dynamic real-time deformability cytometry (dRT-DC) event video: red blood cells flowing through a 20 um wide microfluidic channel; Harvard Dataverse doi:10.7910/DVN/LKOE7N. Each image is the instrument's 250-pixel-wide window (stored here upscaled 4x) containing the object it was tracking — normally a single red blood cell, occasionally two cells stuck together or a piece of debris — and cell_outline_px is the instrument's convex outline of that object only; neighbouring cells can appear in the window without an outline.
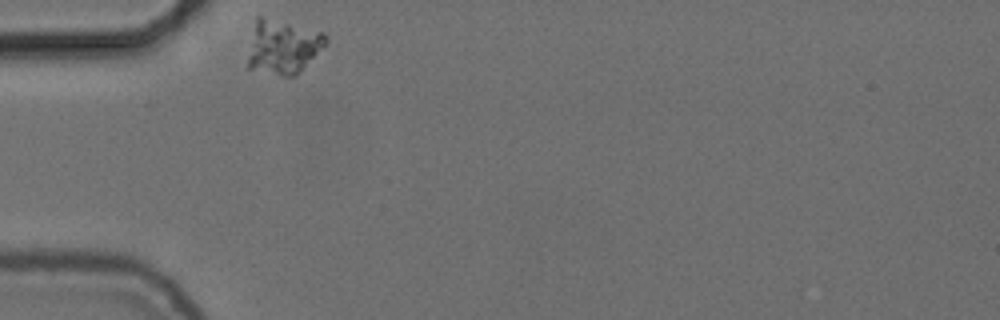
{"species": "common noctule bat (a hibernating species)", "species_latin": "Nyctalus noctula", "temperature_condition": "cold", "stored_images_in_passage": 32, "camera_frame_rate_fps": 3000, "um_per_image_px": 0.085, "animal": {"sex": "female", "body_mass_g": 24.6, "forearm_length_mm": 56.2}, "frame": {"image": 1, "passage_image": 1, "time_ms": 0.0, "image_size_px": [1000, 320], "cell_outline_px": [[328, 40], [300, 72], [296, 76], [280, 76], [248, 68], [248, 56], [256, 16], [260, 16], [324, 32], [328, 36]], "centroid_in_image_um": [24.04, 3.99], "position_along_channel_um": 61.0, "area_um2": 24.28}}
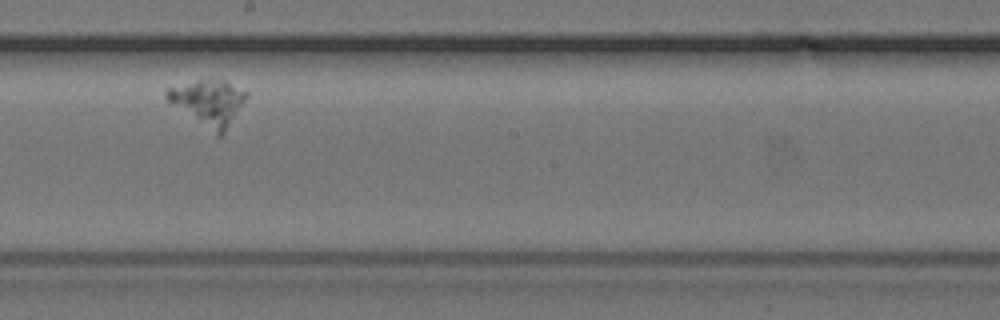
{"frame": {"image": 2, "passage_image": 18, "time_ms": 5.667, "image_size_px": [1000, 320], "cell_outline_px": [[248, 96], [224, 132], [220, 136], [216, 136], [168, 100], [164, 96], [164, 92], [168, 88], [212, 76], [224, 80], [248, 92]], "centroid_in_image_um": [17.73, 8.67], "position_along_channel_um": 230.5, "area_um2": 20.98}}
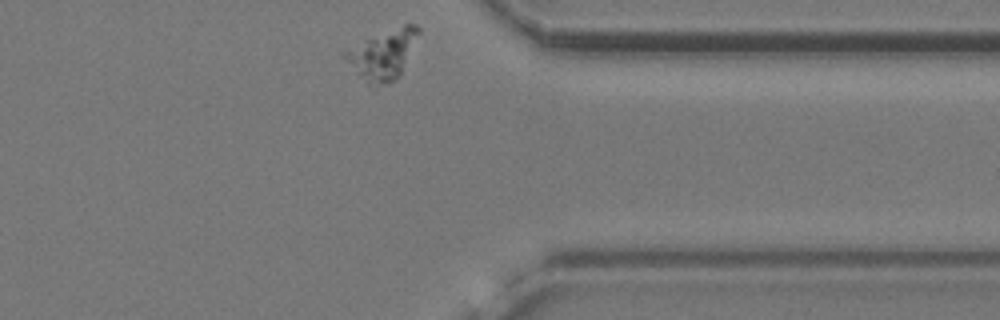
{"frame": {"image": 3, "passage_image": 32, "time_ms": 10.333, "image_size_px": [1000, 320], "cell_outline_px": [[420, 32], [400, 76], [392, 80], [368, 84], [364, 84], [344, 56], [348, 52], [364, 40], [404, 24], [416, 24], [420, 28]], "centroid_in_image_um": [32.61, 4.61], "position_along_channel_um": 378.8, "area_um2": 20.11}}